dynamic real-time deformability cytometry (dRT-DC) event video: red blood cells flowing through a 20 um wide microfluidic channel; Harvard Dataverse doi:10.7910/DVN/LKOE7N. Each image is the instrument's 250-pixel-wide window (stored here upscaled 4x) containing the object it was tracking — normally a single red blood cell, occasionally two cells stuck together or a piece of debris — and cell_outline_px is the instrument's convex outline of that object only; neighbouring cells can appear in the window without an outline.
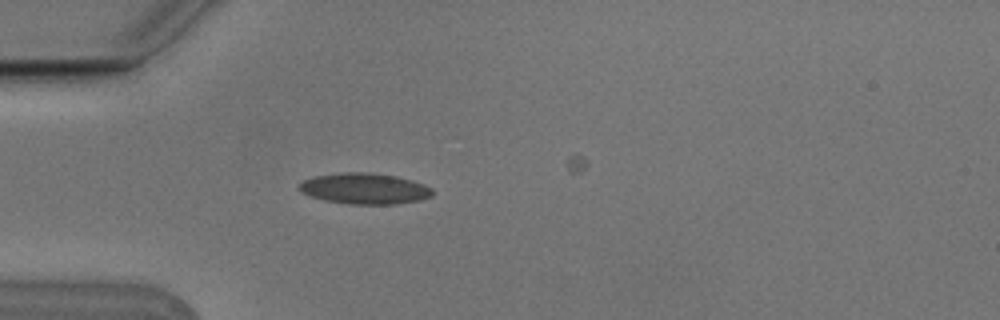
{"species": "Egyptian fruit bat (a non-hibernating species)", "species_latin": "Rousettus aegyptiacus", "temperature_condition": "cold", "stored_images_in_passage": 3, "camera_frame_rate_fps": 3000, "um_per_image_px": 0.085, "animal": {"sex": "male"}, "frame": {"image": 1, "passage_image": 3, "time_ms": 0.667, "image_size_px": [1000, 320], "cell_outline_px": [[432, 196], [420, 200], [396, 204], [348, 204], [324, 200], [300, 192], [300, 184], [304, 180], [316, 176], [344, 172], [372, 172], [396, 176], [412, 180], [424, 184], [432, 188]], "centroid_in_image_um": [31.03, 16.03], "position_along_channel_um": 54.0, "area_um2": 23.99}}